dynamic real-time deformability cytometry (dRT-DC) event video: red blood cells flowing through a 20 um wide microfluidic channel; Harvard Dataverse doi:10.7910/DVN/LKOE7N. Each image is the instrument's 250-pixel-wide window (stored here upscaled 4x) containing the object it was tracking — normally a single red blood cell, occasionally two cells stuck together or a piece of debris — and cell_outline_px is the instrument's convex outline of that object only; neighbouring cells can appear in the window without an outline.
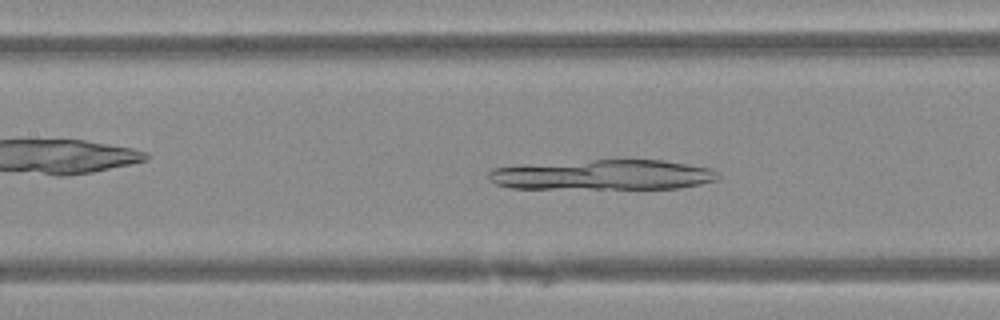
{"species": "Egyptian fruit bat (a non-hibernating species)", "species_latin": "Rousettus aegyptiacus", "temperature_condition": "warm", "stored_images_in_passage": 49, "camera_frame_rate_fps": 3000, "um_per_image_px": 0.085, "animal": {"sex": "female"}, "frame": {"image": 1, "passage_image": 22, "time_ms": 7.0, "image_size_px": [1000, 320], "cell_outline_px": [[720, 176], [716, 180], [700, 184], [680, 188], [512, 188], [496, 184], [488, 176], [488, 172], [492, 168], [592, 160], [660, 160], [708, 168], [716, 172]], "centroid_in_image_um": [51.28, 14.87], "position_along_channel_um": 156.1, "area_um2": 39.42}}